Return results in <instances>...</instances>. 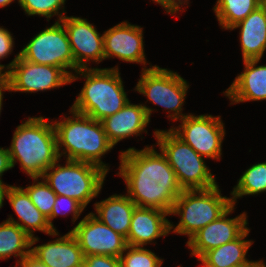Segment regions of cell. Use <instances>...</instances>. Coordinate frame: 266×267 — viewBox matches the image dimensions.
I'll list each match as a JSON object with an SVG mask.
<instances>
[{"label": "cell", "mask_w": 266, "mask_h": 267, "mask_svg": "<svg viewBox=\"0 0 266 267\" xmlns=\"http://www.w3.org/2000/svg\"><path fill=\"white\" fill-rule=\"evenodd\" d=\"M118 175L127 185V196L137 207L157 208L171 213L182 193L175 171L166 156L152 147L129 148L122 152Z\"/></svg>", "instance_id": "cell-1"}, {"label": "cell", "mask_w": 266, "mask_h": 267, "mask_svg": "<svg viewBox=\"0 0 266 267\" xmlns=\"http://www.w3.org/2000/svg\"><path fill=\"white\" fill-rule=\"evenodd\" d=\"M47 121L44 117H29L17 127L7 148L12 168L19 161L31 178H40L60 159L53 122Z\"/></svg>", "instance_id": "cell-2"}, {"label": "cell", "mask_w": 266, "mask_h": 267, "mask_svg": "<svg viewBox=\"0 0 266 267\" xmlns=\"http://www.w3.org/2000/svg\"><path fill=\"white\" fill-rule=\"evenodd\" d=\"M72 118L64 117L53 123L59 157L63 154L66 160H76L95 164L108 172V167L101 161V156L114 145L109 141L101 121L70 110ZM60 147L63 152H60Z\"/></svg>", "instance_id": "cell-3"}, {"label": "cell", "mask_w": 266, "mask_h": 267, "mask_svg": "<svg viewBox=\"0 0 266 267\" xmlns=\"http://www.w3.org/2000/svg\"><path fill=\"white\" fill-rule=\"evenodd\" d=\"M76 73L81 74L86 81L72 110L101 121L129 102L118 67L82 68Z\"/></svg>", "instance_id": "cell-4"}, {"label": "cell", "mask_w": 266, "mask_h": 267, "mask_svg": "<svg viewBox=\"0 0 266 267\" xmlns=\"http://www.w3.org/2000/svg\"><path fill=\"white\" fill-rule=\"evenodd\" d=\"M57 163L59 160L40 178L57 195L75 199L86 207L101 191L107 171L89 162L67 160L65 166Z\"/></svg>", "instance_id": "cell-5"}, {"label": "cell", "mask_w": 266, "mask_h": 267, "mask_svg": "<svg viewBox=\"0 0 266 267\" xmlns=\"http://www.w3.org/2000/svg\"><path fill=\"white\" fill-rule=\"evenodd\" d=\"M232 205L231 198L221 196L218 185L208 189L183 190L170 213L181 215L173 233L187 235L190 239L200 229L217 220Z\"/></svg>", "instance_id": "cell-6"}, {"label": "cell", "mask_w": 266, "mask_h": 267, "mask_svg": "<svg viewBox=\"0 0 266 267\" xmlns=\"http://www.w3.org/2000/svg\"><path fill=\"white\" fill-rule=\"evenodd\" d=\"M154 135L161 152L175 171L182 190L208 189L217 185L203 156L184 143L170 129L156 130Z\"/></svg>", "instance_id": "cell-7"}, {"label": "cell", "mask_w": 266, "mask_h": 267, "mask_svg": "<svg viewBox=\"0 0 266 267\" xmlns=\"http://www.w3.org/2000/svg\"><path fill=\"white\" fill-rule=\"evenodd\" d=\"M142 72L135 90L145 95L153 104L170 110L168 113L173 111L168 117L174 121L186 117L181 110L189 88L187 82L176 72L156 65L143 68Z\"/></svg>", "instance_id": "cell-8"}, {"label": "cell", "mask_w": 266, "mask_h": 267, "mask_svg": "<svg viewBox=\"0 0 266 267\" xmlns=\"http://www.w3.org/2000/svg\"><path fill=\"white\" fill-rule=\"evenodd\" d=\"M19 53L23 59L31 63L61 68L70 77V83L78 79V76L67 71L74 70V57L61 21H56L38 33Z\"/></svg>", "instance_id": "cell-9"}, {"label": "cell", "mask_w": 266, "mask_h": 267, "mask_svg": "<svg viewBox=\"0 0 266 267\" xmlns=\"http://www.w3.org/2000/svg\"><path fill=\"white\" fill-rule=\"evenodd\" d=\"M6 69L4 82L8 91L34 93L70 83V77L61 68L31 63L23 59L20 53Z\"/></svg>", "instance_id": "cell-10"}, {"label": "cell", "mask_w": 266, "mask_h": 267, "mask_svg": "<svg viewBox=\"0 0 266 267\" xmlns=\"http://www.w3.org/2000/svg\"><path fill=\"white\" fill-rule=\"evenodd\" d=\"M220 119L219 116L187 114L179 127H172L170 130L199 155L217 160L221 157V145L225 136Z\"/></svg>", "instance_id": "cell-11"}, {"label": "cell", "mask_w": 266, "mask_h": 267, "mask_svg": "<svg viewBox=\"0 0 266 267\" xmlns=\"http://www.w3.org/2000/svg\"><path fill=\"white\" fill-rule=\"evenodd\" d=\"M77 239L84 257L89 255H107L120 257L127 245L126 238L114 232L89 213L70 231Z\"/></svg>", "instance_id": "cell-12"}, {"label": "cell", "mask_w": 266, "mask_h": 267, "mask_svg": "<svg viewBox=\"0 0 266 267\" xmlns=\"http://www.w3.org/2000/svg\"><path fill=\"white\" fill-rule=\"evenodd\" d=\"M232 211H234V205L187 241V246L192 251L191 255L197 256V260L207 251L237 239L247 229V214L243 212L235 218H227Z\"/></svg>", "instance_id": "cell-13"}, {"label": "cell", "mask_w": 266, "mask_h": 267, "mask_svg": "<svg viewBox=\"0 0 266 267\" xmlns=\"http://www.w3.org/2000/svg\"><path fill=\"white\" fill-rule=\"evenodd\" d=\"M63 23L74 57V71L88 68L90 60L96 63L105 60L103 38L86 19L65 16Z\"/></svg>", "instance_id": "cell-14"}, {"label": "cell", "mask_w": 266, "mask_h": 267, "mask_svg": "<svg viewBox=\"0 0 266 267\" xmlns=\"http://www.w3.org/2000/svg\"><path fill=\"white\" fill-rule=\"evenodd\" d=\"M105 59L117 57L126 62L146 65L143 30L124 21L103 33Z\"/></svg>", "instance_id": "cell-15"}, {"label": "cell", "mask_w": 266, "mask_h": 267, "mask_svg": "<svg viewBox=\"0 0 266 267\" xmlns=\"http://www.w3.org/2000/svg\"><path fill=\"white\" fill-rule=\"evenodd\" d=\"M167 215L170 214L157 208L136 207L126 238L127 245L143 247L158 237L169 234L174 227L166 218Z\"/></svg>", "instance_id": "cell-16"}, {"label": "cell", "mask_w": 266, "mask_h": 267, "mask_svg": "<svg viewBox=\"0 0 266 267\" xmlns=\"http://www.w3.org/2000/svg\"><path fill=\"white\" fill-rule=\"evenodd\" d=\"M153 109L130 101L118 112L101 120L106 136L115 146L120 140L144 132Z\"/></svg>", "instance_id": "cell-17"}, {"label": "cell", "mask_w": 266, "mask_h": 267, "mask_svg": "<svg viewBox=\"0 0 266 267\" xmlns=\"http://www.w3.org/2000/svg\"><path fill=\"white\" fill-rule=\"evenodd\" d=\"M31 255L48 267H81L85 259L71 232L47 244L31 248Z\"/></svg>", "instance_id": "cell-18"}, {"label": "cell", "mask_w": 266, "mask_h": 267, "mask_svg": "<svg viewBox=\"0 0 266 267\" xmlns=\"http://www.w3.org/2000/svg\"><path fill=\"white\" fill-rule=\"evenodd\" d=\"M260 59L244 60L245 70L223 92L231 104L266 100V65L256 66Z\"/></svg>", "instance_id": "cell-19"}, {"label": "cell", "mask_w": 266, "mask_h": 267, "mask_svg": "<svg viewBox=\"0 0 266 267\" xmlns=\"http://www.w3.org/2000/svg\"><path fill=\"white\" fill-rule=\"evenodd\" d=\"M6 197L22 224L12 217H9L7 221L17 224L31 238H34L33 232L36 230L52 236L58 235V232L51 228L47 218L36 208L22 187L10 186Z\"/></svg>", "instance_id": "cell-20"}, {"label": "cell", "mask_w": 266, "mask_h": 267, "mask_svg": "<svg viewBox=\"0 0 266 267\" xmlns=\"http://www.w3.org/2000/svg\"><path fill=\"white\" fill-rule=\"evenodd\" d=\"M240 28V43L244 60L261 59L266 50V12L259 6L231 29Z\"/></svg>", "instance_id": "cell-21"}, {"label": "cell", "mask_w": 266, "mask_h": 267, "mask_svg": "<svg viewBox=\"0 0 266 267\" xmlns=\"http://www.w3.org/2000/svg\"><path fill=\"white\" fill-rule=\"evenodd\" d=\"M96 214L102 223L114 232L127 238L131 218L136 204L127 195H112L109 198L94 204Z\"/></svg>", "instance_id": "cell-22"}, {"label": "cell", "mask_w": 266, "mask_h": 267, "mask_svg": "<svg viewBox=\"0 0 266 267\" xmlns=\"http://www.w3.org/2000/svg\"><path fill=\"white\" fill-rule=\"evenodd\" d=\"M250 230L247 228L237 239L207 251L198 261L206 267H243L251 261L246 254L253 241L245 240Z\"/></svg>", "instance_id": "cell-23"}, {"label": "cell", "mask_w": 266, "mask_h": 267, "mask_svg": "<svg viewBox=\"0 0 266 267\" xmlns=\"http://www.w3.org/2000/svg\"><path fill=\"white\" fill-rule=\"evenodd\" d=\"M39 238H31L17 224L5 221L0 224V259H7L14 255L23 258L31 254L33 244ZM28 248V249H27Z\"/></svg>", "instance_id": "cell-24"}, {"label": "cell", "mask_w": 266, "mask_h": 267, "mask_svg": "<svg viewBox=\"0 0 266 267\" xmlns=\"http://www.w3.org/2000/svg\"><path fill=\"white\" fill-rule=\"evenodd\" d=\"M259 6L260 0H217L214 12L222 28L231 30Z\"/></svg>", "instance_id": "cell-25"}, {"label": "cell", "mask_w": 266, "mask_h": 267, "mask_svg": "<svg viewBox=\"0 0 266 267\" xmlns=\"http://www.w3.org/2000/svg\"><path fill=\"white\" fill-rule=\"evenodd\" d=\"M266 191V162L252 165L240 177L231 192V201L235 205L236 199L244 195H255Z\"/></svg>", "instance_id": "cell-26"}, {"label": "cell", "mask_w": 266, "mask_h": 267, "mask_svg": "<svg viewBox=\"0 0 266 267\" xmlns=\"http://www.w3.org/2000/svg\"><path fill=\"white\" fill-rule=\"evenodd\" d=\"M33 184L26 187L24 190L30 197L32 203L36 208L48 218L52 213V208L55 204L57 194L49 187V185L43 180L35 184L39 177H32Z\"/></svg>", "instance_id": "cell-27"}, {"label": "cell", "mask_w": 266, "mask_h": 267, "mask_svg": "<svg viewBox=\"0 0 266 267\" xmlns=\"http://www.w3.org/2000/svg\"><path fill=\"white\" fill-rule=\"evenodd\" d=\"M128 251V252H126ZM126 254L120 255V267H161L163 260L151 250L143 247L127 246Z\"/></svg>", "instance_id": "cell-28"}, {"label": "cell", "mask_w": 266, "mask_h": 267, "mask_svg": "<svg viewBox=\"0 0 266 267\" xmlns=\"http://www.w3.org/2000/svg\"><path fill=\"white\" fill-rule=\"evenodd\" d=\"M66 0H18V3L29 15H40L47 18H51L53 15H59L58 21H61L65 15L59 13L62 5L65 4Z\"/></svg>", "instance_id": "cell-29"}, {"label": "cell", "mask_w": 266, "mask_h": 267, "mask_svg": "<svg viewBox=\"0 0 266 267\" xmlns=\"http://www.w3.org/2000/svg\"><path fill=\"white\" fill-rule=\"evenodd\" d=\"M85 209V207L79 203L77 200L69 198V197H65V196H61V195H57L56 200H55V204L52 208V213L51 215L47 218L49 225L51 226V228L56 231V229L54 228V225L52 223V220L57 217L59 214L60 215H67L68 213H73V222H75L78 217L80 216V214L83 212V210ZM62 210L64 213H62Z\"/></svg>", "instance_id": "cell-30"}, {"label": "cell", "mask_w": 266, "mask_h": 267, "mask_svg": "<svg viewBox=\"0 0 266 267\" xmlns=\"http://www.w3.org/2000/svg\"><path fill=\"white\" fill-rule=\"evenodd\" d=\"M81 267H120V261L115 256L89 255L85 256Z\"/></svg>", "instance_id": "cell-31"}, {"label": "cell", "mask_w": 266, "mask_h": 267, "mask_svg": "<svg viewBox=\"0 0 266 267\" xmlns=\"http://www.w3.org/2000/svg\"><path fill=\"white\" fill-rule=\"evenodd\" d=\"M14 45V40L11 33L0 27V60L4 57L6 58L9 54L12 53ZM6 66L0 64V69L3 71Z\"/></svg>", "instance_id": "cell-32"}, {"label": "cell", "mask_w": 266, "mask_h": 267, "mask_svg": "<svg viewBox=\"0 0 266 267\" xmlns=\"http://www.w3.org/2000/svg\"><path fill=\"white\" fill-rule=\"evenodd\" d=\"M185 3L188 4V0H160V5L164 7L167 13L171 14L178 12L182 7L180 5Z\"/></svg>", "instance_id": "cell-33"}, {"label": "cell", "mask_w": 266, "mask_h": 267, "mask_svg": "<svg viewBox=\"0 0 266 267\" xmlns=\"http://www.w3.org/2000/svg\"><path fill=\"white\" fill-rule=\"evenodd\" d=\"M12 168L8 149L0 147V178L3 173Z\"/></svg>", "instance_id": "cell-34"}, {"label": "cell", "mask_w": 266, "mask_h": 267, "mask_svg": "<svg viewBox=\"0 0 266 267\" xmlns=\"http://www.w3.org/2000/svg\"><path fill=\"white\" fill-rule=\"evenodd\" d=\"M18 265L20 267H48L45 264L38 261L34 256L31 254L23 258L21 261L17 260Z\"/></svg>", "instance_id": "cell-35"}, {"label": "cell", "mask_w": 266, "mask_h": 267, "mask_svg": "<svg viewBox=\"0 0 266 267\" xmlns=\"http://www.w3.org/2000/svg\"><path fill=\"white\" fill-rule=\"evenodd\" d=\"M10 185H5L0 179V208L3 206L4 197L7 194Z\"/></svg>", "instance_id": "cell-36"}, {"label": "cell", "mask_w": 266, "mask_h": 267, "mask_svg": "<svg viewBox=\"0 0 266 267\" xmlns=\"http://www.w3.org/2000/svg\"><path fill=\"white\" fill-rule=\"evenodd\" d=\"M243 267H266L265 263L260 260V261H252L246 265V266H243Z\"/></svg>", "instance_id": "cell-37"}, {"label": "cell", "mask_w": 266, "mask_h": 267, "mask_svg": "<svg viewBox=\"0 0 266 267\" xmlns=\"http://www.w3.org/2000/svg\"><path fill=\"white\" fill-rule=\"evenodd\" d=\"M7 90L8 91V87L6 85V83L4 82L1 86H0V113H1V108H2V100H3V91Z\"/></svg>", "instance_id": "cell-38"}, {"label": "cell", "mask_w": 266, "mask_h": 267, "mask_svg": "<svg viewBox=\"0 0 266 267\" xmlns=\"http://www.w3.org/2000/svg\"><path fill=\"white\" fill-rule=\"evenodd\" d=\"M14 0H0V7H5L7 5H9L11 2H13Z\"/></svg>", "instance_id": "cell-39"}, {"label": "cell", "mask_w": 266, "mask_h": 267, "mask_svg": "<svg viewBox=\"0 0 266 267\" xmlns=\"http://www.w3.org/2000/svg\"><path fill=\"white\" fill-rule=\"evenodd\" d=\"M5 73L0 69V86L4 83Z\"/></svg>", "instance_id": "cell-40"}, {"label": "cell", "mask_w": 266, "mask_h": 267, "mask_svg": "<svg viewBox=\"0 0 266 267\" xmlns=\"http://www.w3.org/2000/svg\"><path fill=\"white\" fill-rule=\"evenodd\" d=\"M260 6L264 9L266 12V0H260Z\"/></svg>", "instance_id": "cell-41"}, {"label": "cell", "mask_w": 266, "mask_h": 267, "mask_svg": "<svg viewBox=\"0 0 266 267\" xmlns=\"http://www.w3.org/2000/svg\"><path fill=\"white\" fill-rule=\"evenodd\" d=\"M154 2L160 4V0H153Z\"/></svg>", "instance_id": "cell-42"}]
</instances>
